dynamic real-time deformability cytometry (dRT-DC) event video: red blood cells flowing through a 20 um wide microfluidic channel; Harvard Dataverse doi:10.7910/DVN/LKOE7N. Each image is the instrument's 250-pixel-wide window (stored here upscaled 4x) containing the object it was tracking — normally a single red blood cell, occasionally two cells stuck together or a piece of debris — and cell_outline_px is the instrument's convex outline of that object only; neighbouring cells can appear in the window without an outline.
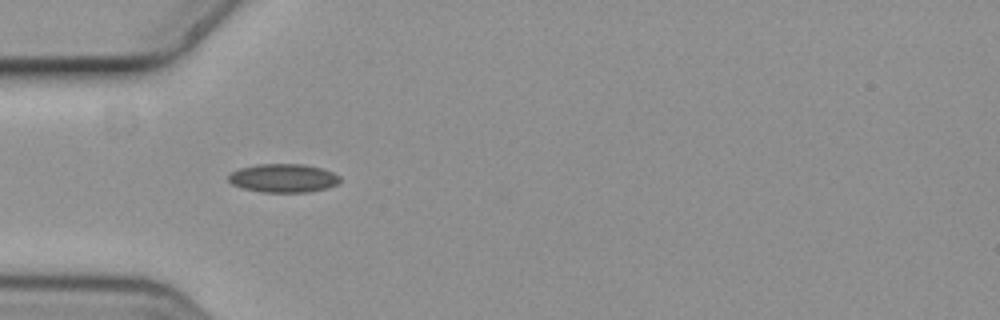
{"species": "common noctule bat (a hibernating species)", "species_latin": "Nyctalus noctula", "temperature_condition": "cold", "stored_images_in_passage": 6, "camera_frame_rate_fps": 3000, "um_per_image_px": 0.085, "animal": {"sex": "female", "body_mass_g": 19.3, "forearm_length_mm": 54.1}, "frame": {"image": 1, "passage_image": 5, "time_ms": 1.333, "image_size_px": [1000, 320], "cell_outline_px": [[340, 180], [336, 184], [328, 188], [308, 192], [260, 192], [244, 188], [232, 184], [228, 180], [228, 176], [232, 172], [240, 168], [256, 164], [304, 164], [320, 168], [332, 172], [340, 176]], "centroid_in_image_um": [24.08, 15.14], "position_along_channel_um": 60.9, "area_um2": 18.5}}
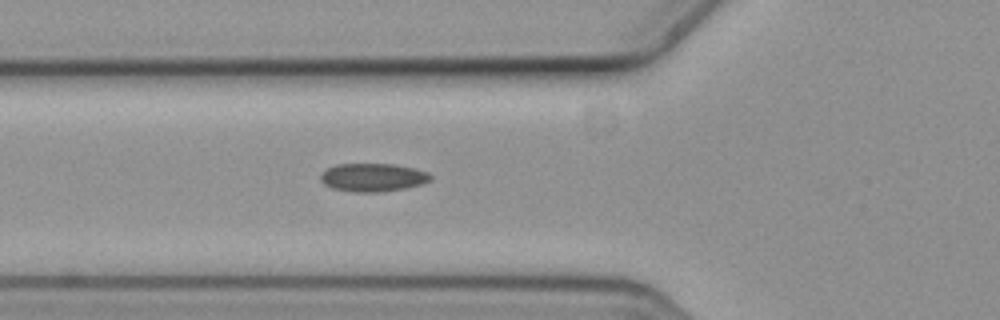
{"frame": {"image": 2, "passage_image": 6, "time_ms": 1.667, "image_size_px": [1000, 320], "cell_outline_px": [[432, 180], [420, 184], [404, 188], [380, 192], [356, 192], [332, 188], [324, 184], [320, 180], [320, 176], [328, 168], [336, 164], [392, 164], [416, 168], [428, 172], [432, 176]], "centroid_in_image_um": [31.71, 15.07], "position_along_channel_um": 94.1, "area_um2": 18.03}}